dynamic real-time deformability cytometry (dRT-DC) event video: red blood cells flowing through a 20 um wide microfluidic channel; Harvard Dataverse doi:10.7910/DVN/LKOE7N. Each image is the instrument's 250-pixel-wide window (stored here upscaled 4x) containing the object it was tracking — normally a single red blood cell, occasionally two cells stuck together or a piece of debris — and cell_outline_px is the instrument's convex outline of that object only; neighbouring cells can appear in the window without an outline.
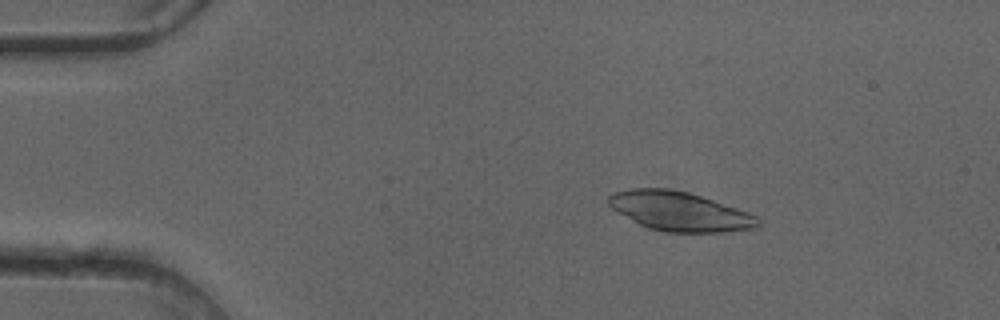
{"species": "common noctule bat (a hibernating species)", "species_latin": "Nyctalus noctula", "temperature_condition": "cold", "stored_images_in_passage": 49, "camera_frame_rate_fps": 3000, "um_per_image_px": 0.085, "animal": {"sex": "female"}, "frame": {"image": 1, "passage_image": 8, "time_ms": 2.333, "image_size_px": [1000, 320], "cell_outline_px": [[760, 228], [724, 232], [668, 232], [648, 228], [640, 224], [612, 208], [608, 204], [608, 196], [616, 192], [628, 188], [668, 188], [688, 192], [748, 212], [756, 216], [760, 220]], "centroid_in_image_um": [57.79, 17.97], "position_along_channel_um": 27.2, "area_um2": 33.93}}
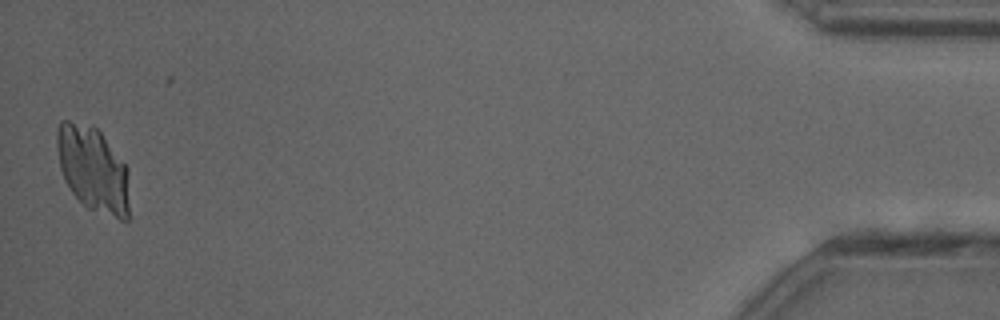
{"frame": {"image": 2, "passage_image": 49, "time_ms": 16.0, "image_size_px": [1000, 320], "cell_outline_px": [[128, 220], [120, 220], [88, 208], [72, 192], [64, 180], [60, 168], [56, 148], [56, 128], [60, 120], [68, 120], [92, 124], [100, 132], [128, 168]], "centroid_in_image_um": [7.88, 14.35], "position_along_channel_um": 427.3, "area_um2": 36.24}}